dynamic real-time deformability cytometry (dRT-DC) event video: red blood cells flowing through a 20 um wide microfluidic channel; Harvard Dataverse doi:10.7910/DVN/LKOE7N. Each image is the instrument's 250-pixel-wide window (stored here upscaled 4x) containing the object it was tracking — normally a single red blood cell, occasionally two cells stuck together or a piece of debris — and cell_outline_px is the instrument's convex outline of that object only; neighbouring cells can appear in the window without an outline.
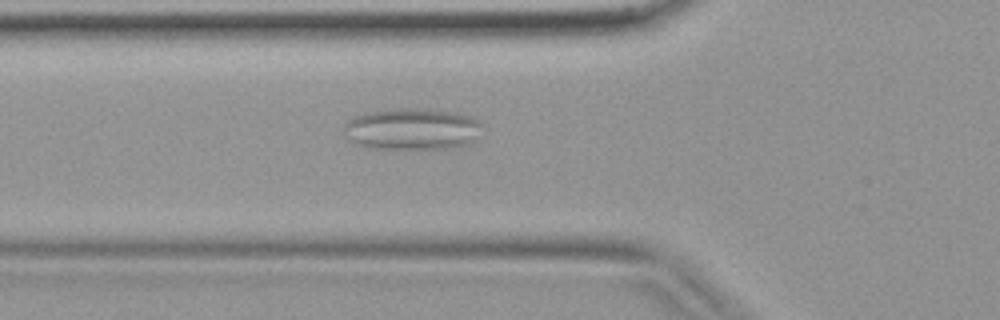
{"species": "common noctule bat (a hibernating species)", "species_latin": "Nyctalus noctula", "temperature_condition": "warm", "stored_images_in_passage": 32, "camera_frame_rate_fps": 3000, "um_per_image_px": 0.085, "animal": {"sex": "female", "body_mass_g": 19.9}, "frame": {"image": 1, "passage_image": 5, "time_ms": 1.333, "image_size_px": [1000, 320], "cell_outline_px": [[480, 124], [476, 140], [468, 144], [456, 148], [364, 148], [356, 144], [344, 136], [340, 132], [344, 124], [348, 120], [364, 112], [384, 108], [436, 108], [460, 112], [472, 116]], "centroid_in_image_um": [34.98, 10.94], "position_along_channel_um": 90.8, "area_um2": 34.51}}
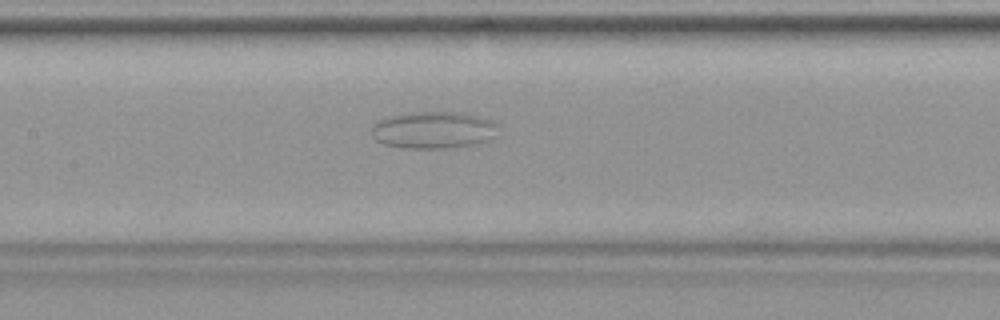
{"frame": {"image": 2, "passage_image": 10, "time_ms": 3.0, "image_size_px": [1000, 320], "cell_outline_px": [[496, 136], [488, 140], [476, 144], [448, 148], [404, 148], [384, 144], [376, 140], [372, 136], [372, 124], [388, 116], [412, 112], [464, 112], [480, 116], [492, 120], [496, 124]], "centroid_in_image_um": [36.85, 11.04], "position_along_channel_um": 170.6, "area_um2": 27.51}}